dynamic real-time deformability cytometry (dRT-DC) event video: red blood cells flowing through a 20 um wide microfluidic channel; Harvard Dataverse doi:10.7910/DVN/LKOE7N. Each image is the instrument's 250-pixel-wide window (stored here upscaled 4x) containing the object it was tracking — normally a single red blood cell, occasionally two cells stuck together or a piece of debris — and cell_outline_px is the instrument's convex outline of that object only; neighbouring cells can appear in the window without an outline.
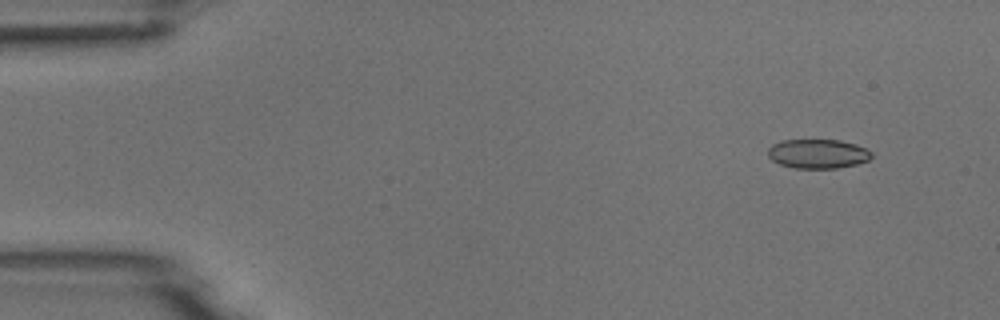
{"species": "common noctule bat (a hibernating species)", "species_latin": "Nyctalus noctula", "temperature_condition": "room temperature", "stored_images_in_passage": 5, "camera_frame_rate_fps": 3000, "um_per_image_px": 0.085, "animal": {"sex": "male", "body_mass_g": 18.8}, "frame": {"image": 1, "passage_image": 2, "time_ms": 0.333, "image_size_px": [1000, 320], "cell_outline_px": [[872, 156], [868, 160], [856, 164], [836, 168], [792, 168], [780, 164], [772, 160], [768, 156], [768, 148], [772, 144], [780, 140], [840, 140], [856, 144], [872, 152]], "centroid_in_image_um": [69.49, 13.06], "position_along_channel_um": 15.5, "area_um2": 17.69}}
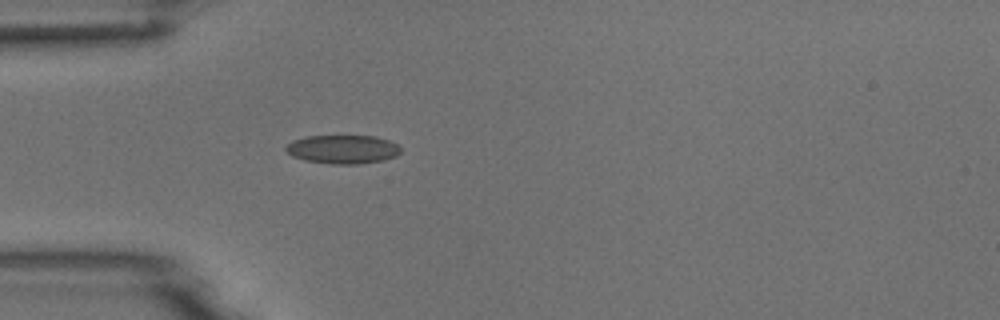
{"frame": {"image": 2, "passage_image": 5, "time_ms": 1.333, "image_size_px": [1000, 320], "cell_outline_px": [[400, 152], [396, 156], [384, 160], [360, 164], [332, 164], [304, 160], [292, 156], [284, 148], [292, 140], [308, 136], [376, 136], [388, 140], [396, 144], [400, 148]], "centroid_in_image_um": [29.13, 12.69], "position_along_channel_um": 55.9, "area_um2": 19.19}}